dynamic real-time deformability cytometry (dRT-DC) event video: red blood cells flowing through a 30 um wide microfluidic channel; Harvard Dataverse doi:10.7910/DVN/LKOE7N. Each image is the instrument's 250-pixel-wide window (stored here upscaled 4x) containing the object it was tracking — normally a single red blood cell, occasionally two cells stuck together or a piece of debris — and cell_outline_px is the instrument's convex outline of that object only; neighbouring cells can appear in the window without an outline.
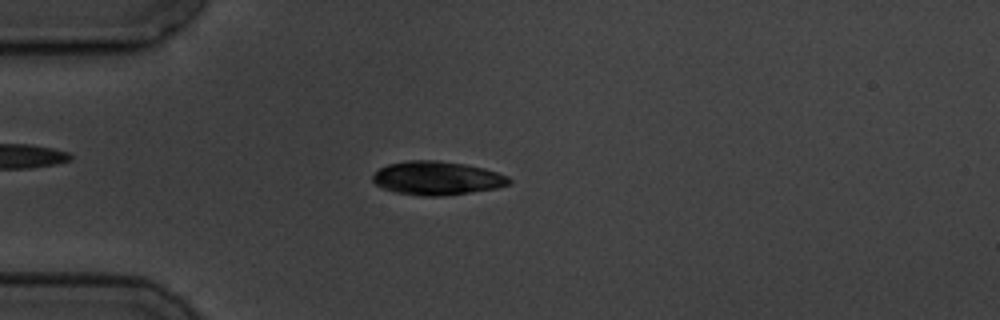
{"species": "common noctule bat (a hibernating species)", "species_latin": "Nyctalus noctula", "temperature_condition": "cold", "stored_images_in_passage": 4, "camera_frame_rate_fps": 3000, "um_per_image_px": 0.085, "animal": {"sex": "male", "body_mass_g": 19.5, "forearm_length_mm": 54.6}, "frame": {"image": 1, "passage_image": 4, "time_ms": 3.333, "image_size_px": [1000, 320], "cell_outline_px": [[512, 184], [496, 188], [440, 196], [420, 196], [396, 192], [384, 188], [376, 184], [372, 180], [372, 176], [380, 168], [388, 164], [408, 160], [436, 160], [464, 164], [484, 168], [508, 176], [512, 180]], "centroid_in_image_um": [37.16, 15.14], "position_along_channel_um": 47.8, "area_um2": 26.59}}